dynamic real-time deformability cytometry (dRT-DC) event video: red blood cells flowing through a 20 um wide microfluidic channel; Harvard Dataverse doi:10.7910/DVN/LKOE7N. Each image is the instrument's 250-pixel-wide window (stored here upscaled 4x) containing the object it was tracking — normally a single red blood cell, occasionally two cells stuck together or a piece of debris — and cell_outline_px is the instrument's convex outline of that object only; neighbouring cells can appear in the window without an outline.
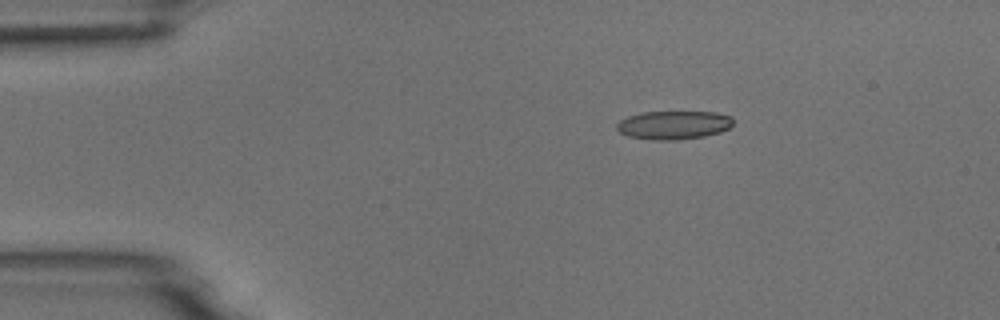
{"species": "common noctule bat (a hibernating species)", "species_latin": "Nyctalus noctula", "temperature_condition": "room temperature", "stored_images_in_passage": 6, "camera_frame_rate_fps": 3000, "um_per_image_px": 0.085, "animal": {"sex": "male", "body_mass_g": 18.8}, "frame": {"image": 1, "passage_image": 3, "time_ms": 2.333, "image_size_px": [1000, 320], "cell_outline_px": [[732, 124], [728, 128], [720, 132], [704, 136], [676, 140], [648, 140], [628, 136], [620, 132], [616, 128], [616, 124], [620, 120], [628, 116], [644, 112], [716, 112], [732, 116]], "centroid_in_image_um": [57.24, 10.63], "position_along_channel_um": 27.8, "area_um2": 19.36}}
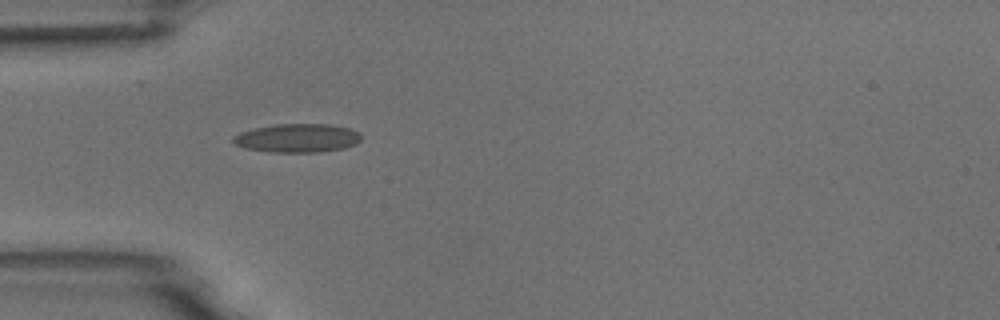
{"frame": {"image": 2, "passage_image": 5, "time_ms": 4.667, "image_size_px": [1000, 320], "cell_outline_px": [[360, 140], [356, 144], [344, 148], [320, 152], [272, 152], [244, 148], [236, 144], [232, 140], [232, 136], [240, 132], [256, 128], [276, 124], [328, 124], [348, 128], [360, 132]], "centroid_in_image_um": [25.28, 11.74], "position_along_channel_um": 59.7, "area_um2": 21.33}}